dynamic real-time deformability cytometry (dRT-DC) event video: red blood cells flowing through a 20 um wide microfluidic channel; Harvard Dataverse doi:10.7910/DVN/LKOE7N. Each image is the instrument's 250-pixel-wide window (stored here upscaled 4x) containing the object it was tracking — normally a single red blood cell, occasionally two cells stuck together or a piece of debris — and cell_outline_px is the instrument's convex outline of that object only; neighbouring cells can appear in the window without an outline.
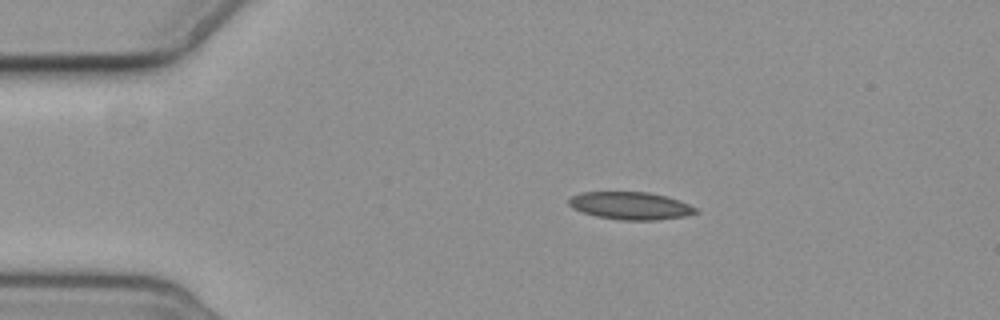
{"species": "common noctule bat (a hibernating species)", "species_latin": "Nyctalus noctula", "temperature_condition": "cold", "stored_images_in_passage": 5, "camera_frame_rate_fps": 3000, "um_per_image_px": 0.085, "animal": {"sex": "female", "body_mass_g": 19.3, "forearm_length_mm": 54.1}, "frame": {"image": 1, "passage_image": 3, "time_ms": 2.333, "image_size_px": [1000, 320], "cell_outline_px": [[700, 212], [688, 216], [656, 220], [620, 220], [596, 216], [572, 208], [568, 204], [568, 200], [572, 196], [584, 192], [648, 192], [680, 200], [696, 208]], "centroid_in_image_um": [53.62, 17.49], "position_along_channel_um": 31.4, "area_um2": 20.4}}
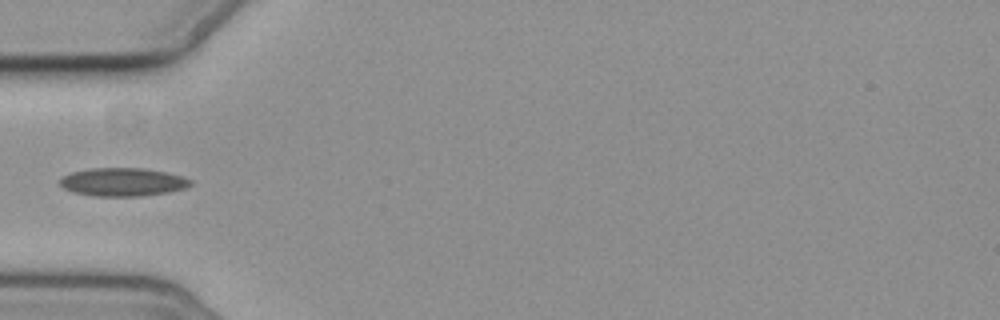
{"frame": {"image": 2, "passage_image": 5, "time_ms": 5.0, "image_size_px": [1000, 320], "cell_outline_px": [[192, 184], [188, 188], [168, 192], [140, 196], [92, 196], [72, 192], [64, 188], [60, 184], [60, 180], [64, 176], [72, 172], [92, 168], [144, 168], [184, 176], [192, 180]], "centroid_in_image_um": [10.47, 15.47], "position_along_channel_um": 74.5, "area_um2": 21.56}}